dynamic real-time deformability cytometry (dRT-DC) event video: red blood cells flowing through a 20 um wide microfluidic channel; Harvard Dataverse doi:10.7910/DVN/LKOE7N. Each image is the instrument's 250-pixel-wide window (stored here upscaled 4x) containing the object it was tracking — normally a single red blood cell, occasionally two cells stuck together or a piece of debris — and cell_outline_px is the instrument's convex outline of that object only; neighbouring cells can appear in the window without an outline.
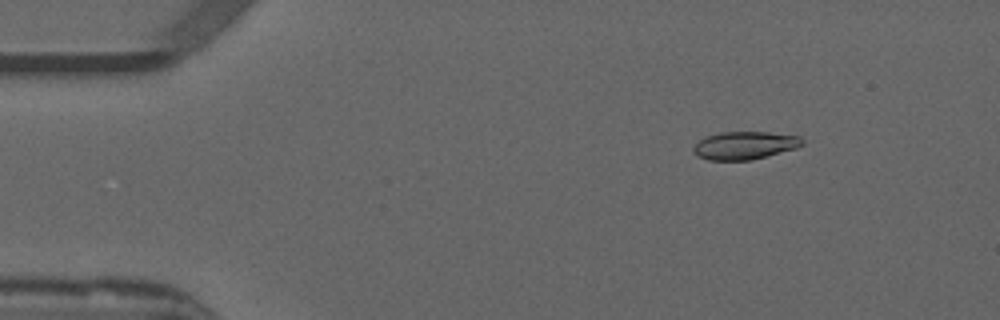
{"species": "common noctule bat (a hibernating species)", "species_latin": "Nyctalus noctula", "temperature_condition": "warm", "stored_images_in_passage": 14, "camera_frame_rate_fps": 3000, "um_per_image_px": 0.085, "animal": {"sex": "male", "forearm_length_mm": 52.5}, "frame": {"image": 1, "passage_image": 7, "time_ms": 2.0, "image_size_px": [1000, 320], "cell_outline_px": [[804, 144], [796, 148], [752, 160], [708, 160], [696, 156], [692, 148], [700, 140], [708, 136], [720, 132], [768, 132], [800, 136], [804, 140]], "centroid_in_image_um": [63.31, 12.36], "position_along_channel_um": 21.7, "area_um2": 17.69}}